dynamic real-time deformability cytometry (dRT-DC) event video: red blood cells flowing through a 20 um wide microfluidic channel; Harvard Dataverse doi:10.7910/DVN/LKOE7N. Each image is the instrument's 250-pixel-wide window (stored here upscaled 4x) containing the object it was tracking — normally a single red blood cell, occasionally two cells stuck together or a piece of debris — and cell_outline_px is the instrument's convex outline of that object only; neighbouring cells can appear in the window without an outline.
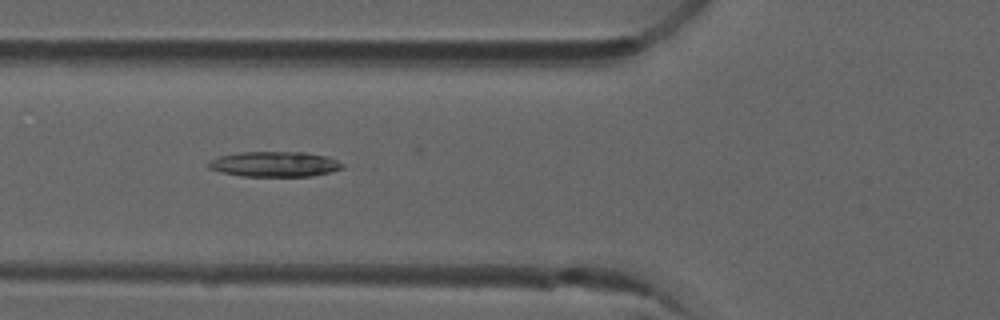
{"species": "common noctule bat (a hibernating species)", "species_latin": "Nyctalus noctula", "temperature_condition": "room temperature", "stored_images_in_passage": 8, "camera_frame_rate_fps": 3000, "um_per_image_px": 0.085, "animal": {"sex": "male", "forearm_length_mm": 52.5}, "frame": {"image": 1, "passage_image": 7, "time_ms": 2.0, "image_size_px": [1000, 320], "cell_outline_px": [[344, 168], [312, 176], [240, 176], [220, 172], [208, 168], [204, 164], [208, 160], [220, 156], [240, 152], [304, 152], [328, 156], [344, 164]], "centroid_in_image_um": [23.29, 13.95], "position_along_channel_um": 102.5, "area_um2": 19.88}}
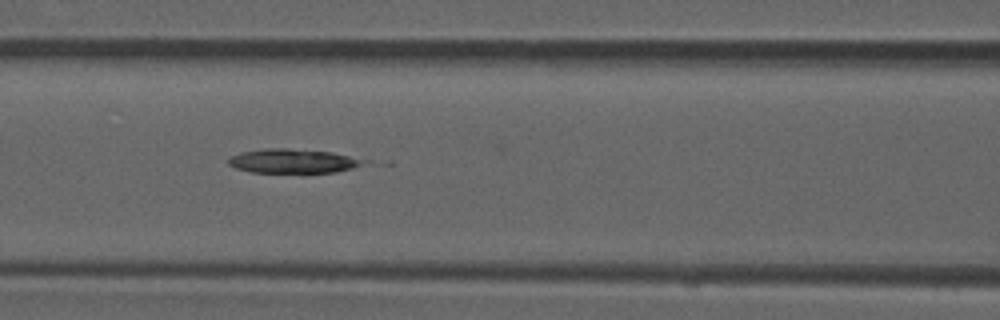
{"frame": {"image": 2, "passage_image": 8, "time_ms": 2.333, "image_size_px": [1000, 320], "cell_outline_px": [[372, 160], [352, 168], [336, 172], [252, 172], [236, 168], [228, 164], [228, 160], [232, 156], [240, 152], [264, 148], [288, 148], [332, 152]], "centroid_in_image_um": [24.94, 13.67], "position_along_channel_um": 141.7, "area_um2": 19.07}}